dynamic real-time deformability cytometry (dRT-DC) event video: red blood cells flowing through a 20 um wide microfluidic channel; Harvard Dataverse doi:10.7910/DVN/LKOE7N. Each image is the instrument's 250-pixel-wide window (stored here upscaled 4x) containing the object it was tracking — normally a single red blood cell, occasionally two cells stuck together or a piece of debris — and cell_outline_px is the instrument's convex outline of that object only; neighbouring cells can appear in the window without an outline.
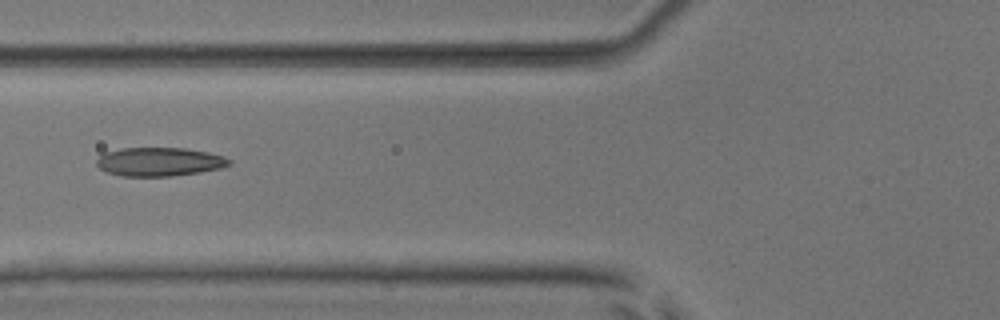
{"species": "common noctule bat (a hibernating species)", "species_latin": "Nyctalus noctula", "temperature_condition": "room temperature", "stored_images_in_passage": 4, "camera_frame_rate_fps": 3000, "um_per_image_px": 0.085, "animal": {"sex": "male", "body_mass_g": 17.9, "forearm_length_mm": 54.2}, "frame": {"image": 1, "passage_image": 4, "time_ms": 3.333, "image_size_px": [1000, 320], "cell_outline_px": [[232, 164], [220, 168], [200, 172], [172, 176], [120, 176], [108, 172], [100, 168], [96, 164], [96, 160], [104, 152], [124, 148], [184, 148], [208, 152], [224, 156], [232, 160]], "centroid_in_image_um": [13.57, 13.75], "position_along_channel_um": 112.2, "area_um2": 22.2}}